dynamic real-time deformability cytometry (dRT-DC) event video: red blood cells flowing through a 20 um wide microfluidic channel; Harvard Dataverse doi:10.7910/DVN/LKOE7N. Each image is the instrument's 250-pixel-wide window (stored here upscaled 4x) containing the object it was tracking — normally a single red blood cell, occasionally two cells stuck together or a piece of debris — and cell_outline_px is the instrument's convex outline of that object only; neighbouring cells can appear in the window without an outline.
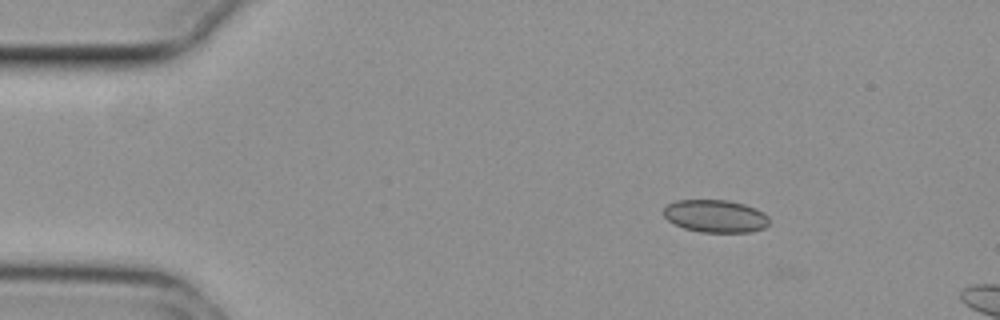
{"species": "common noctule bat (a hibernating species)", "species_latin": "Nyctalus noctula", "temperature_condition": "cold", "stored_images_in_passage": 6, "camera_frame_rate_fps": 3000, "um_per_image_px": 0.085, "animal": {"sex": "female", "body_mass_g": 29.2, "forearm_length_mm": 56.3}, "frame": {"image": 1, "passage_image": 1, "time_ms": 0.0, "image_size_px": [1000, 320], "cell_outline_px": [[768, 224], [764, 228], [752, 232], [700, 232], [684, 228], [668, 220], [664, 216], [664, 208], [668, 204], [676, 200], [728, 200], [744, 204], [756, 208], [764, 212], [768, 216]], "centroid_in_image_um": [60.83, 18.37], "position_along_channel_um": 24.2, "area_um2": 20.11}}